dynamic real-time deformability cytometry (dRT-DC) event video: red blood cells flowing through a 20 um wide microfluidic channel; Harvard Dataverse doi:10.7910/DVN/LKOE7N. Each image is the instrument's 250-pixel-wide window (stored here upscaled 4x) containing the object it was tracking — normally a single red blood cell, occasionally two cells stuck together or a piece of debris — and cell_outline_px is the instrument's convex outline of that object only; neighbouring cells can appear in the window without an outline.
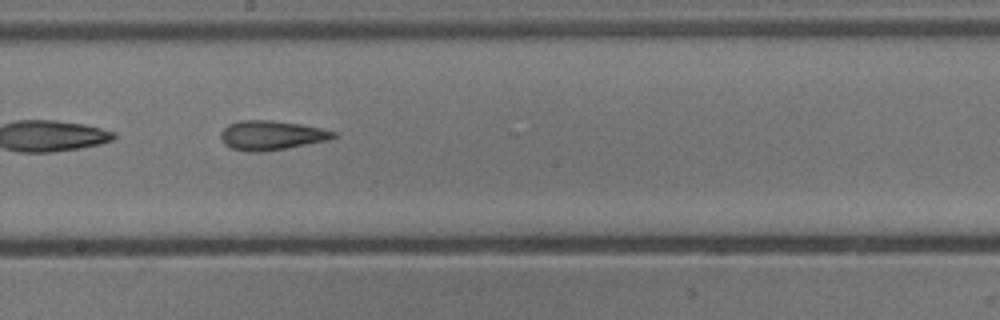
{"species": "common noctule bat (a hibernating species)", "species_latin": "Nyctalus noctula", "temperature_condition": "cold", "stored_images_in_passage": 18, "camera_frame_rate_fps": 3000, "um_per_image_px": 0.085, "animal": {"sex": "male", "body_mass_g": 13.3}, "frame": {"image": 1, "passage_image": 13, "time_ms": 4.0, "image_size_px": [1000, 320], "cell_outline_px": [[336, 136], [328, 140], [284, 148], [260, 152], [248, 152], [232, 148], [224, 144], [220, 136], [220, 132], [228, 124], [240, 120], [272, 120], [300, 124], [324, 128], [336, 132]], "centroid_in_image_um": [23.05, 11.49], "position_along_channel_um": 225.2, "area_um2": 19.25}}